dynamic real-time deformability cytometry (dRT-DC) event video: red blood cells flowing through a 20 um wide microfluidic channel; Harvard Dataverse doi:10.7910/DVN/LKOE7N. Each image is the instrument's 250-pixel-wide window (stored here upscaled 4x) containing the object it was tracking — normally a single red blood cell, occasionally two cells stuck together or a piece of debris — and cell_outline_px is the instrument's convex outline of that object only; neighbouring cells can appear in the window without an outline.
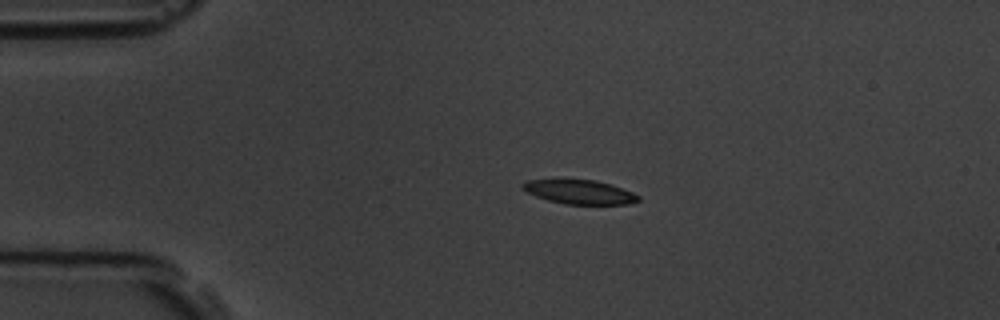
{"species": "common noctule bat (a hibernating species)", "species_latin": "Nyctalus noctula", "temperature_condition": "room temperature", "stored_images_in_passage": 4, "camera_frame_rate_fps": 3000, "um_per_image_px": 0.085, "animal": {"sex": "male", "body_mass_g": 19.5, "forearm_length_mm": 54.6}, "frame": {"image": 1, "passage_image": 2, "time_ms": 2.333, "image_size_px": [1000, 320], "cell_outline_px": [[640, 200], [628, 204], [564, 204], [548, 200], [536, 196], [520, 188], [520, 184], [528, 180], [596, 180], [612, 184], [632, 192], [640, 196]], "centroid_in_image_um": [49.27, 16.32], "position_along_channel_um": 35.7, "area_um2": 16.18}}
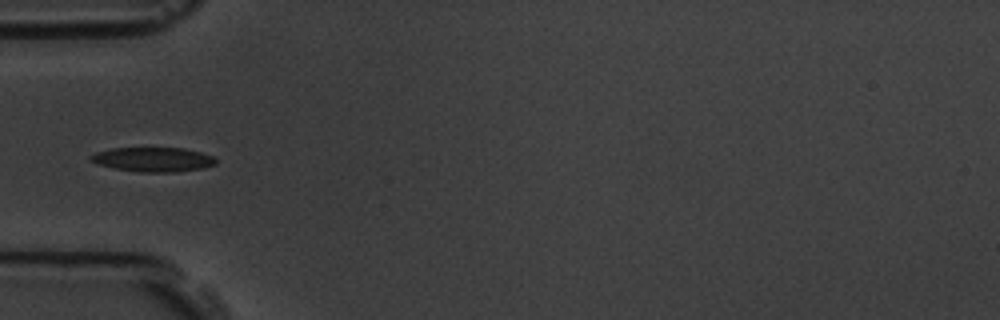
{"frame": {"image": 2, "passage_image": 4, "time_ms": 4.333, "image_size_px": [1000, 320], "cell_outline_px": [[216, 164], [204, 168], [176, 172], [140, 172], [112, 168], [100, 164], [92, 160], [88, 156], [96, 152], [112, 148], [184, 148], [200, 152], [212, 156], [216, 160]], "centroid_in_image_um": [13.03, 13.56], "position_along_channel_um": 72.0, "area_um2": 17.74}}